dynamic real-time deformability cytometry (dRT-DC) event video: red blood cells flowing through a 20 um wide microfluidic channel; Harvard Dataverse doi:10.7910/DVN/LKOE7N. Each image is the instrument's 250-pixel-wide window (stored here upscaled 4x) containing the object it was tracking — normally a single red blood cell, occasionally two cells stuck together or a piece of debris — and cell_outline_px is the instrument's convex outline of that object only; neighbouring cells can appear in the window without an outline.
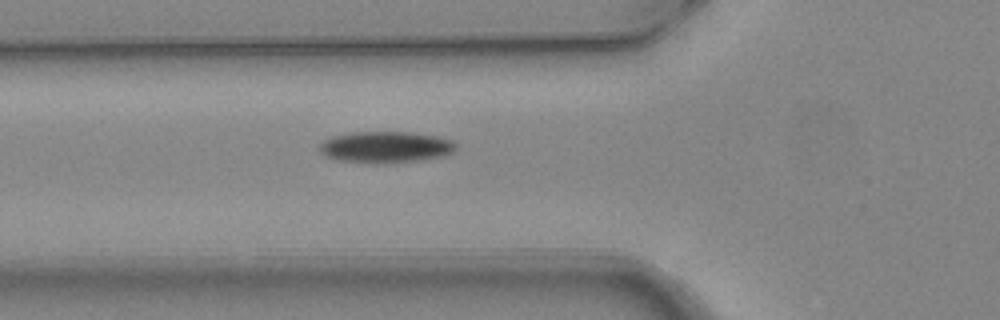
{"species": "common noctule bat (a hibernating species)", "species_latin": "Nyctalus noctula", "temperature_condition": "warm", "stored_images_in_passage": 5, "camera_frame_rate_fps": 3000, "um_per_image_px": 0.085, "animal": {"sex": "female", "body_mass_g": 24.6, "forearm_length_mm": 56.2}, "frame": {"image": 1, "passage_image": 5, "time_ms": 1.333, "image_size_px": [1000, 320], "cell_outline_px": [[456, 148], [452, 152], [444, 156], [420, 160], [388, 164], [376, 164], [336, 160], [324, 156], [320, 152], [320, 144], [324, 140], [332, 136], [352, 132], [408, 132], [436, 136], [452, 140], [456, 144]], "centroid_in_image_um": [32.76, 12.52], "position_along_channel_um": 93.0, "area_um2": 25.26}}